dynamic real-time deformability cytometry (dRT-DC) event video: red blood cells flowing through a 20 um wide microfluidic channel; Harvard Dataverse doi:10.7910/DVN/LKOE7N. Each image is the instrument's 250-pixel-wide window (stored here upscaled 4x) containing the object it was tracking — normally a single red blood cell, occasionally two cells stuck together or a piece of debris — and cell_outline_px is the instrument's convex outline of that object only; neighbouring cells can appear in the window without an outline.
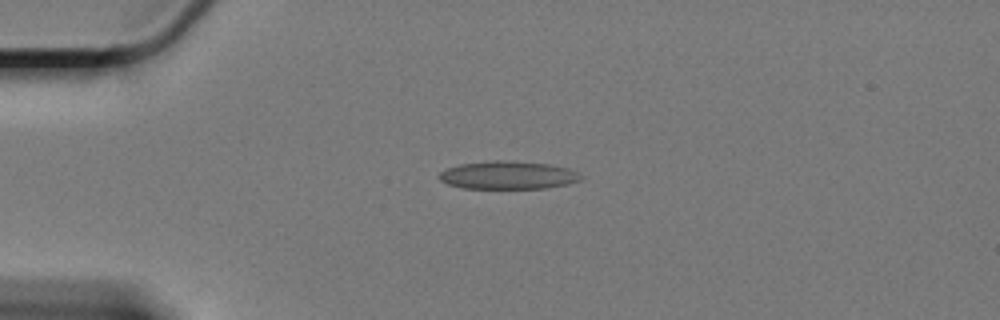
{"species": "Egyptian fruit bat (a non-hibernating species)", "species_latin": "Rousettus aegyptiacus", "temperature_condition": "cold", "stored_images_in_passage": 47, "camera_frame_rate_fps": 3000, "um_per_image_px": 0.085, "animal": {"sex": "female"}, "frame": {"image": 1, "passage_image": 1, "time_ms": 0.0, "image_size_px": [1000, 320], "cell_outline_px": [[584, 176], [580, 180], [568, 184], [544, 188], [464, 188], [448, 184], [440, 180], [440, 172], [448, 168], [460, 164], [496, 160], [500, 160], [552, 164], [568, 168]], "centroid_in_image_um": [43.21, 14.89], "position_along_channel_um": 41.8, "area_um2": 22.95}}
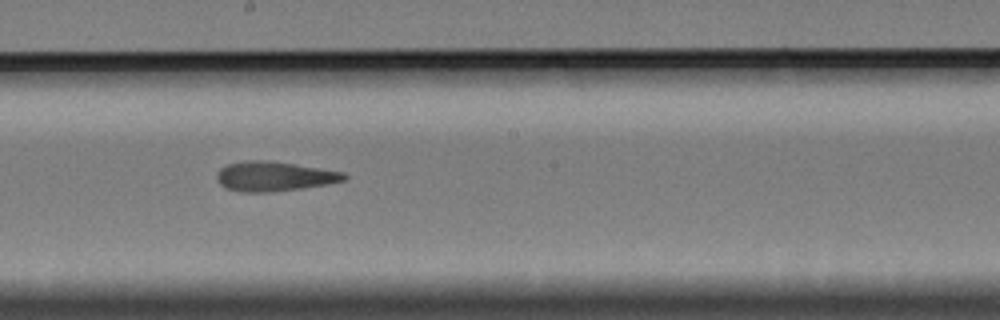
{"frame": {"image": 2, "passage_image": 20, "time_ms": 6.333, "image_size_px": [1000, 320], "cell_outline_px": [[348, 176], [344, 180], [324, 184], [300, 188], [272, 192], [240, 192], [224, 188], [216, 180], [216, 176], [220, 168], [228, 164], [248, 160], [272, 160], [344, 172]], "centroid_in_image_um": [23.25, 14.98], "position_along_channel_um": 224.9, "area_um2": 22.02}}
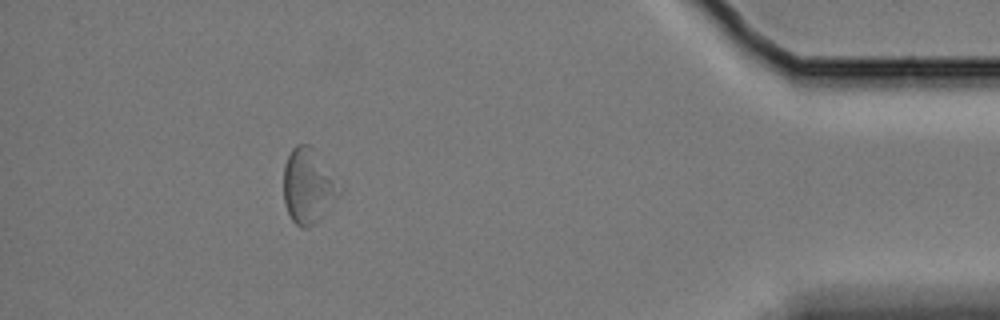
{"frame": {"image": 3, "passage_image": 41, "time_ms": 13.333, "image_size_px": [1000, 320], "cell_outline_px": [[344, 192], [308, 228], [300, 228], [292, 220], [284, 204], [284, 164], [292, 148], [296, 144], [308, 144], [312, 148], [344, 188]], "centroid_in_image_um": [26.21, 15.81], "position_along_channel_um": 409.0, "area_um2": 24.22}, "authors_computed_cell_mechanics": {"area_um2": 22.1952, "velocity_mm_per_s": 3.3064, "shape_relaxation_time_tau1_ms": null, "shape_relaxation_time_tau2_ms": 7.0119, "deformation_change_tau1": null, "deformation_change_tau2": 0.122}}